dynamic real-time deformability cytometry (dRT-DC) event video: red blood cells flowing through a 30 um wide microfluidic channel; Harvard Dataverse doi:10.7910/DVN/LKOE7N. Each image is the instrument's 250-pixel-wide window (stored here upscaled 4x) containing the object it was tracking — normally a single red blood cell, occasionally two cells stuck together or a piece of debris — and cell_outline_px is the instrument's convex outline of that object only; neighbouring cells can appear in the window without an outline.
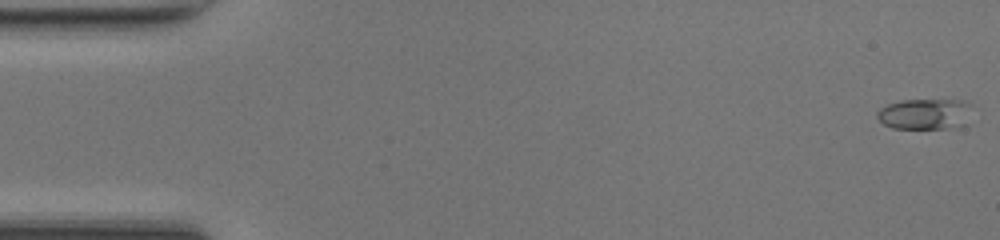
{"species": "common noctule bat (a hibernating species)", "species_latin": "Nyctalus noctula", "temperature_condition": "room temperature", "stored_images_in_passage": 49, "camera_frame_rate_fps": 3000, "um_per_image_px": 0.085, "animal": {"sex": "female", "body_mass_g": 17.0, "forearm_length_mm": 48.0}, "frame": {"image": 1, "passage_image": 1, "time_ms": 0.0, "image_size_px": [1000, 240], "cell_outline_px": [[968, 104], [952, 124], [944, 128], [892, 128], [884, 124], [876, 116], [876, 112], [880, 108], [888, 104], [900, 100], [964, 100]], "centroid_in_image_um": [78.29, 9.65], "position_along_channel_um": 6.7, "area_um2": 15.43}}
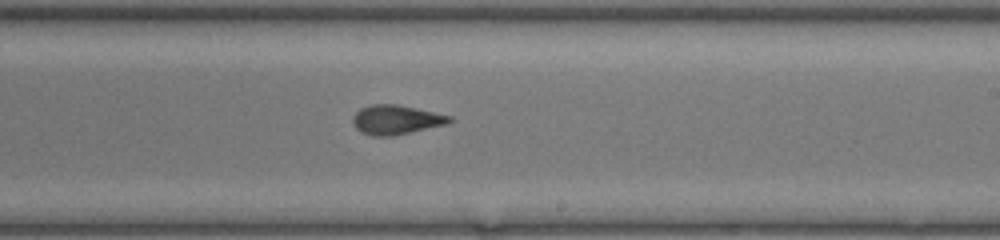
{"frame": {"image": 2, "passage_image": 29, "time_ms": 9.333, "image_size_px": [1000, 240], "cell_outline_px": [[452, 120], [448, 124], [392, 136], [372, 136], [356, 128], [352, 120], [352, 116], [360, 108], [372, 104], [396, 104], [452, 116]], "centroid_in_image_um": [33.66, 10.17], "position_along_channel_um": 255.3, "area_um2": 16.42}}
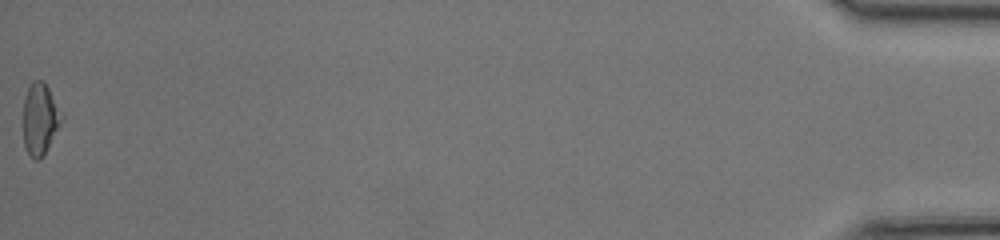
{"frame": {"image": 3, "passage_image": 49, "time_ms": 16.0, "image_size_px": [1000, 240], "cell_outline_px": [[64, 116], [44, 156], [40, 160], [32, 160], [24, 144], [24, 100], [28, 88], [36, 80], [40, 80], [48, 88], [64, 112]], "centroid_in_image_um": [3.43, 10.15], "position_along_channel_um": 431.8, "area_um2": 15.95}, "authors_computed_cell_mechanics": {"area_um2": 16.0684, "velocity_mm_per_s": 4.2847, "shape_relaxation_time_tau1_ms": 4.0526, "shape_relaxation_time_tau2_ms": 1.2325, "deformation_change_tau1": 0.1566, "deformation_change_tau2": 0.0736}}